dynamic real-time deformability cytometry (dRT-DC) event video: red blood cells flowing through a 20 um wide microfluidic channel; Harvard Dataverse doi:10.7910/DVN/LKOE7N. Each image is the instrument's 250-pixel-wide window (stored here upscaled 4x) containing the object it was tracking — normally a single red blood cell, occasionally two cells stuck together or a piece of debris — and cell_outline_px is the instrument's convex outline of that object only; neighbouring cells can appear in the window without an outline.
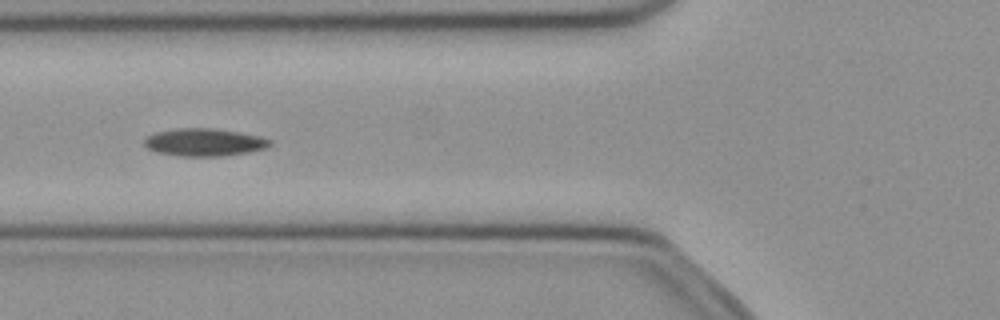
{"species": "common noctule bat (a hibernating species)", "species_latin": "Nyctalus noctula", "temperature_condition": "cold", "stored_images_in_passage": 46, "camera_frame_rate_fps": 3000, "um_per_image_px": 0.085, "animal": {"sex": "female", "body_mass_g": 21.9}, "frame": {"image": 1, "passage_image": 19, "time_ms": 6.0, "image_size_px": [1000, 320], "cell_outline_px": [[272, 144], [268, 148], [248, 152], [224, 156], [180, 156], [156, 152], [148, 148], [144, 144], [144, 140], [148, 136], [156, 132], [176, 128], [216, 128], [240, 132], [260, 136], [272, 140]], "centroid_in_image_um": [17.4, 12.09], "position_along_channel_um": 108.4, "area_um2": 20.4}}
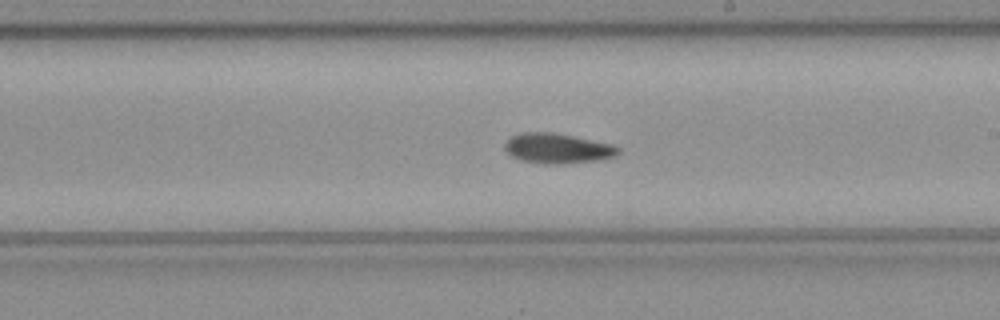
{"frame": {"image": 2, "passage_image": 29, "time_ms": 9.333, "image_size_px": [1000, 320], "cell_outline_px": [[620, 152], [616, 156], [600, 160], [556, 164], [544, 164], [520, 160], [512, 156], [504, 148], [504, 144], [512, 136], [520, 132], [552, 132], [612, 144], [620, 148]], "centroid_in_image_um": [47.39, 12.61], "position_along_channel_um": 241.6, "area_um2": 19.83}}
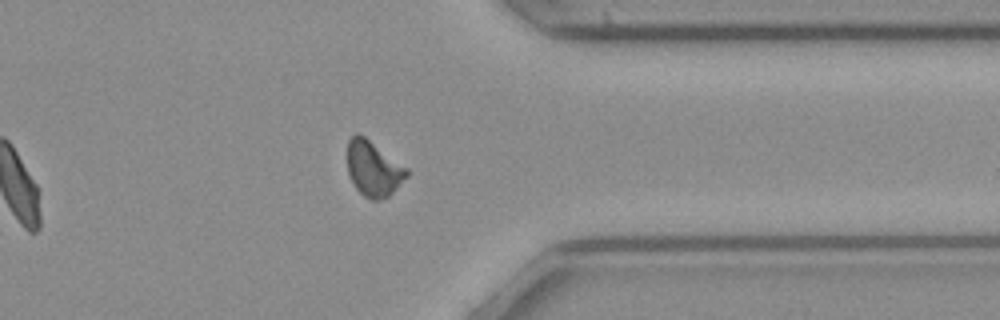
{"frame": {"image": 3, "passage_image": 40, "time_ms": 13.0, "image_size_px": [1000, 320], "cell_outline_px": [[408, 176], [388, 196], [380, 200], [372, 200], [364, 196], [352, 184], [348, 172], [348, 140], [356, 132], [360, 132], [408, 168]], "centroid_in_image_um": [31.73, 14.31], "position_along_channel_um": 379.7, "area_um2": 19.25}}